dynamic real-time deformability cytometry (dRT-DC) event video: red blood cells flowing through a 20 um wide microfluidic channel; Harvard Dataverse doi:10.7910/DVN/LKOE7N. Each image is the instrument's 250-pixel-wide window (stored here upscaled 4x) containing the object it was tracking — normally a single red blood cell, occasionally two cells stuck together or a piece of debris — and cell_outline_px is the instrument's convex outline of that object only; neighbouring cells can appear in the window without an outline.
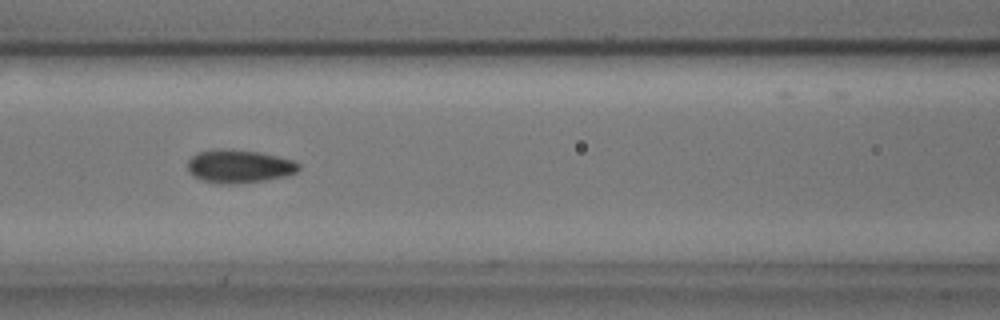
{"species": "common noctule bat (a hibernating species)", "species_latin": "Nyctalus noctula", "temperature_condition": "cold", "stored_images_in_passage": 43, "camera_frame_rate_fps": 3000, "um_per_image_px": 0.085, "animal": {"sex": "male", "body_mass_g": 17.9, "forearm_length_mm": 54.2}, "frame": {"image": 1, "passage_image": 11, "time_ms": 3.333, "image_size_px": [1000, 320], "cell_outline_px": [[300, 168], [296, 172], [288, 176], [264, 180], [232, 184], [220, 184], [204, 180], [192, 176], [188, 172], [188, 160], [196, 152], [220, 148], [224, 148], [260, 152], [292, 160], [300, 164]], "centroid_in_image_um": [20.3, 14.13], "position_along_channel_um": 146.3, "area_um2": 21.62}}
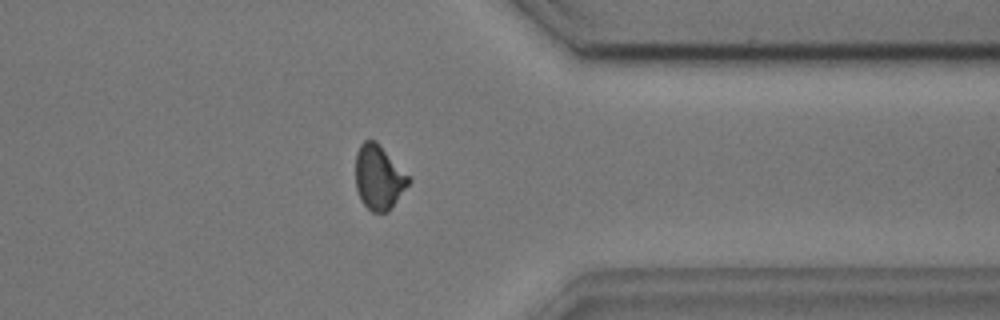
{"frame": {"image": 2, "passage_image": 31, "time_ms": 10.0, "image_size_px": [1000, 320], "cell_outline_px": [[412, 180], [388, 212], [372, 212], [360, 200], [356, 188], [356, 152], [360, 144], [364, 140], [376, 140], [412, 176]], "centroid_in_image_um": [32.23, 15.05], "position_along_channel_um": 379.2, "area_um2": 20.35}}
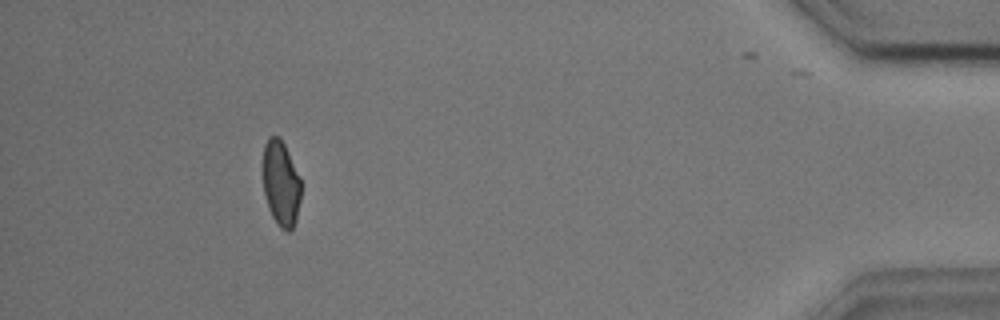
{"frame": {"image": 3, "passage_image": 38, "time_ms": 12.333, "image_size_px": [1000, 320], "cell_outline_px": [[300, 200], [296, 220], [292, 228], [288, 232], [280, 228], [272, 216], [268, 208], [264, 196], [264, 144], [268, 136], [280, 136], [288, 152], [300, 180]], "centroid_in_image_um": [23.87, 15.6], "position_along_channel_um": 411.3, "area_um2": 18.73}, "authors_computed_cell_mechanics": {"area_um2": 20.2878, "velocity_mm_per_s": 3.6352, "shape_relaxation_time_tau1_ms": 3.1256, "shape_relaxation_time_tau2_ms": 2.2044, "deformation_change_tau1": 0.0956, "deformation_change_tau2": 0.0745}}